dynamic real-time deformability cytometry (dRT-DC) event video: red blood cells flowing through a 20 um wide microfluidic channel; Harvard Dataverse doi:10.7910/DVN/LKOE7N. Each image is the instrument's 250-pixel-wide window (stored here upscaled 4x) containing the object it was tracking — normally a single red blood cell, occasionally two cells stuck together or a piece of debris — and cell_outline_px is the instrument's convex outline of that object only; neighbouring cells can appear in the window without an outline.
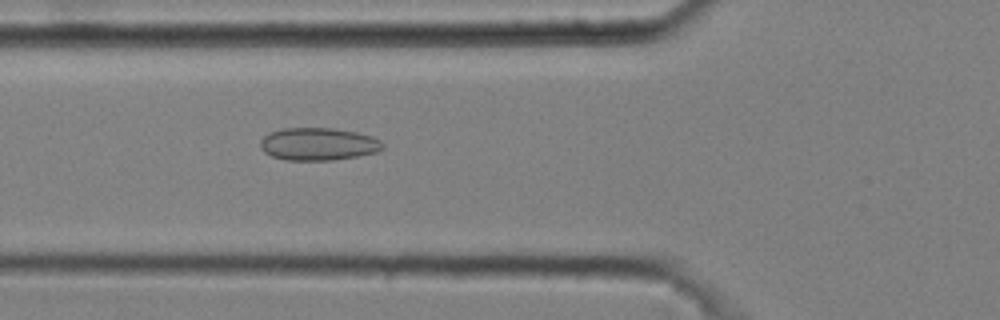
{"species": "common noctule bat (a hibernating species)", "species_latin": "Nyctalus noctula", "temperature_condition": "cold", "stored_images_in_passage": 4, "camera_frame_rate_fps": 3000, "um_per_image_px": 0.085, "animal": {"sex": "male", "body_mass_g": 20.4}, "frame": {"image": 1, "passage_image": 4, "time_ms": 1.0, "image_size_px": [1000, 320], "cell_outline_px": [[384, 148], [376, 152], [356, 156], [332, 160], [284, 160], [272, 156], [264, 152], [260, 148], [260, 140], [264, 136], [272, 132], [284, 128], [332, 128], [356, 132], [372, 136], [380, 140], [384, 144]], "centroid_in_image_um": [27.05, 12.25], "position_along_channel_um": 98.8, "area_um2": 23.24}}